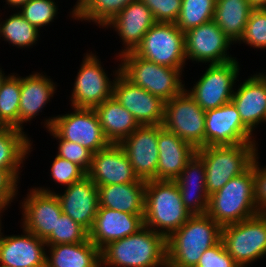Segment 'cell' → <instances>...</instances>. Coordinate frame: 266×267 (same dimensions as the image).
Returning <instances> with one entry per match:
<instances>
[{"label": "cell", "instance_id": "6da1fadb", "mask_svg": "<svg viewBox=\"0 0 266 267\" xmlns=\"http://www.w3.org/2000/svg\"><path fill=\"white\" fill-rule=\"evenodd\" d=\"M100 257L105 267H167V238L144 226L108 243L100 250Z\"/></svg>", "mask_w": 266, "mask_h": 267}, {"label": "cell", "instance_id": "7a4b0ae2", "mask_svg": "<svg viewBox=\"0 0 266 267\" xmlns=\"http://www.w3.org/2000/svg\"><path fill=\"white\" fill-rule=\"evenodd\" d=\"M221 228L207 213L191 215L167 238V267H196L203 252L221 240Z\"/></svg>", "mask_w": 266, "mask_h": 267}, {"label": "cell", "instance_id": "3957f363", "mask_svg": "<svg viewBox=\"0 0 266 267\" xmlns=\"http://www.w3.org/2000/svg\"><path fill=\"white\" fill-rule=\"evenodd\" d=\"M191 215L184 207L179 188L175 181H146L145 211L143 217L145 227L168 238Z\"/></svg>", "mask_w": 266, "mask_h": 267}, {"label": "cell", "instance_id": "277c9868", "mask_svg": "<svg viewBox=\"0 0 266 267\" xmlns=\"http://www.w3.org/2000/svg\"><path fill=\"white\" fill-rule=\"evenodd\" d=\"M253 162L242 174L231 178L209 196L207 214L221 227L257 215L254 200Z\"/></svg>", "mask_w": 266, "mask_h": 267}, {"label": "cell", "instance_id": "5b68a950", "mask_svg": "<svg viewBox=\"0 0 266 267\" xmlns=\"http://www.w3.org/2000/svg\"><path fill=\"white\" fill-rule=\"evenodd\" d=\"M120 73L132 84L137 85L163 101H170L185 90L181 76L183 69L162 66L143 59L133 51L120 55Z\"/></svg>", "mask_w": 266, "mask_h": 267}, {"label": "cell", "instance_id": "8992f818", "mask_svg": "<svg viewBox=\"0 0 266 267\" xmlns=\"http://www.w3.org/2000/svg\"><path fill=\"white\" fill-rule=\"evenodd\" d=\"M257 144L204 146L196 153L202 158L206 169V191L212 195L231 178L245 172L258 154Z\"/></svg>", "mask_w": 266, "mask_h": 267}, {"label": "cell", "instance_id": "52a82bcc", "mask_svg": "<svg viewBox=\"0 0 266 267\" xmlns=\"http://www.w3.org/2000/svg\"><path fill=\"white\" fill-rule=\"evenodd\" d=\"M221 240L240 267L266 255V213L221 228Z\"/></svg>", "mask_w": 266, "mask_h": 267}, {"label": "cell", "instance_id": "ba28073f", "mask_svg": "<svg viewBox=\"0 0 266 267\" xmlns=\"http://www.w3.org/2000/svg\"><path fill=\"white\" fill-rule=\"evenodd\" d=\"M185 33L175 23L156 22L133 51L136 55L156 64L183 69Z\"/></svg>", "mask_w": 266, "mask_h": 267}, {"label": "cell", "instance_id": "9c48e42d", "mask_svg": "<svg viewBox=\"0 0 266 267\" xmlns=\"http://www.w3.org/2000/svg\"><path fill=\"white\" fill-rule=\"evenodd\" d=\"M162 126L196 150L205 146V111L186 90L165 102Z\"/></svg>", "mask_w": 266, "mask_h": 267}, {"label": "cell", "instance_id": "30bf717a", "mask_svg": "<svg viewBox=\"0 0 266 267\" xmlns=\"http://www.w3.org/2000/svg\"><path fill=\"white\" fill-rule=\"evenodd\" d=\"M72 113L47 119L45 127L52 129L61 139L78 143L93 153L110 145L94 109L73 108Z\"/></svg>", "mask_w": 266, "mask_h": 267}, {"label": "cell", "instance_id": "8fae6325", "mask_svg": "<svg viewBox=\"0 0 266 267\" xmlns=\"http://www.w3.org/2000/svg\"><path fill=\"white\" fill-rule=\"evenodd\" d=\"M238 63L236 59H233L225 63L209 64L193 88L185 90L204 111L231 102L234 83L239 75Z\"/></svg>", "mask_w": 266, "mask_h": 267}, {"label": "cell", "instance_id": "7c38bea8", "mask_svg": "<svg viewBox=\"0 0 266 267\" xmlns=\"http://www.w3.org/2000/svg\"><path fill=\"white\" fill-rule=\"evenodd\" d=\"M97 57L91 52L83 58L73 86V108L94 109L112 96L114 80H109Z\"/></svg>", "mask_w": 266, "mask_h": 267}, {"label": "cell", "instance_id": "4fadbf2b", "mask_svg": "<svg viewBox=\"0 0 266 267\" xmlns=\"http://www.w3.org/2000/svg\"><path fill=\"white\" fill-rule=\"evenodd\" d=\"M115 70L112 96L126 108L140 125H162L165 101L132 84Z\"/></svg>", "mask_w": 266, "mask_h": 267}, {"label": "cell", "instance_id": "5bb4252c", "mask_svg": "<svg viewBox=\"0 0 266 267\" xmlns=\"http://www.w3.org/2000/svg\"><path fill=\"white\" fill-rule=\"evenodd\" d=\"M233 102L205 111V146L256 144Z\"/></svg>", "mask_w": 266, "mask_h": 267}, {"label": "cell", "instance_id": "9a60e30c", "mask_svg": "<svg viewBox=\"0 0 266 267\" xmlns=\"http://www.w3.org/2000/svg\"><path fill=\"white\" fill-rule=\"evenodd\" d=\"M184 42L186 60L220 64L236 59L227 53L233 42L214 20L185 32Z\"/></svg>", "mask_w": 266, "mask_h": 267}, {"label": "cell", "instance_id": "2e32d148", "mask_svg": "<svg viewBox=\"0 0 266 267\" xmlns=\"http://www.w3.org/2000/svg\"><path fill=\"white\" fill-rule=\"evenodd\" d=\"M22 202L23 229L45 240L55 229L57 218L63 213L56 192L38 187L29 190Z\"/></svg>", "mask_w": 266, "mask_h": 267}, {"label": "cell", "instance_id": "e0dca14e", "mask_svg": "<svg viewBox=\"0 0 266 267\" xmlns=\"http://www.w3.org/2000/svg\"><path fill=\"white\" fill-rule=\"evenodd\" d=\"M135 174L144 181L156 177L158 165V125H140L119 143Z\"/></svg>", "mask_w": 266, "mask_h": 267}, {"label": "cell", "instance_id": "ac0fdd59", "mask_svg": "<svg viewBox=\"0 0 266 267\" xmlns=\"http://www.w3.org/2000/svg\"><path fill=\"white\" fill-rule=\"evenodd\" d=\"M0 225V267H46V243L23 229V235L4 236Z\"/></svg>", "mask_w": 266, "mask_h": 267}, {"label": "cell", "instance_id": "d6986e66", "mask_svg": "<svg viewBox=\"0 0 266 267\" xmlns=\"http://www.w3.org/2000/svg\"><path fill=\"white\" fill-rule=\"evenodd\" d=\"M87 176L97 186L132 183L140 180L119 144H110L105 149L93 153Z\"/></svg>", "mask_w": 266, "mask_h": 267}, {"label": "cell", "instance_id": "ffe728a7", "mask_svg": "<svg viewBox=\"0 0 266 267\" xmlns=\"http://www.w3.org/2000/svg\"><path fill=\"white\" fill-rule=\"evenodd\" d=\"M62 212L83 226L92 229L99 208L97 185L86 175L81 180L67 186L64 194H56Z\"/></svg>", "mask_w": 266, "mask_h": 267}, {"label": "cell", "instance_id": "44dd1931", "mask_svg": "<svg viewBox=\"0 0 266 267\" xmlns=\"http://www.w3.org/2000/svg\"><path fill=\"white\" fill-rule=\"evenodd\" d=\"M144 215L99 207L89 240L101 250L108 243L137 233L144 227Z\"/></svg>", "mask_w": 266, "mask_h": 267}, {"label": "cell", "instance_id": "7402d4cb", "mask_svg": "<svg viewBox=\"0 0 266 267\" xmlns=\"http://www.w3.org/2000/svg\"><path fill=\"white\" fill-rule=\"evenodd\" d=\"M155 23L152 11L140 0H136L126 5L104 27L115 28L121 37L125 49L120 51V56L134 51Z\"/></svg>", "mask_w": 266, "mask_h": 267}, {"label": "cell", "instance_id": "603a6c76", "mask_svg": "<svg viewBox=\"0 0 266 267\" xmlns=\"http://www.w3.org/2000/svg\"><path fill=\"white\" fill-rule=\"evenodd\" d=\"M237 89L231 101L243 124L253 133L259 123L266 122V74L250 76Z\"/></svg>", "mask_w": 266, "mask_h": 267}, {"label": "cell", "instance_id": "cb8c5ba5", "mask_svg": "<svg viewBox=\"0 0 266 267\" xmlns=\"http://www.w3.org/2000/svg\"><path fill=\"white\" fill-rule=\"evenodd\" d=\"M195 153L191 144L158 125L159 160L153 180L174 181Z\"/></svg>", "mask_w": 266, "mask_h": 267}, {"label": "cell", "instance_id": "d4e9b609", "mask_svg": "<svg viewBox=\"0 0 266 267\" xmlns=\"http://www.w3.org/2000/svg\"><path fill=\"white\" fill-rule=\"evenodd\" d=\"M179 188L184 207L192 214H206L209 195L206 191V169L202 158L195 153L174 180Z\"/></svg>", "mask_w": 266, "mask_h": 267}, {"label": "cell", "instance_id": "484cf974", "mask_svg": "<svg viewBox=\"0 0 266 267\" xmlns=\"http://www.w3.org/2000/svg\"><path fill=\"white\" fill-rule=\"evenodd\" d=\"M146 181L110 184L98 187L99 207L125 213L144 215Z\"/></svg>", "mask_w": 266, "mask_h": 267}, {"label": "cell", "instance_id": "4316f807", "mask_svg": "<svg viewBox=\"0 0 266 267\" xmlns=\"http://www.w3.org/2000/svg\"><path fill=\"white\" fill-rule=\"evenodd\" d=\"M55 83L40 73L21 77V99L19 102V129L24 122L36 117L40 110L50 101L55 92Z\"/></svg>", "mask_w": 266, "mask_h": 267}, {"label": "cell", "instance_id": "83f0119b", "mask_svg": "<svg viewBox=\"0 0 266 267\" xmlns=\"http://www.w3.org/2000/svg\"><path fill=\"white\" fill-rule=\"evenodd\" d=\"M106 139L119 144L132 134L140 124L113 96L94 108Z\"/></svg>", "mask_w": 266, "mask_h": 267}, {"label": "cell", "instance_id": "f1b7e54d", "mask_svg": "<svg viewBox=\"0 0 266 267\" xmlns=\"http://www.w3.org/2000/svg\"><path fill=\"white\" fill-rule=\"evenodd\" d=\"M46 267H102L100 250L89 240L80 243L47 245Z\"/></svg>", "mask_w": 266, "mask_h": 267}, {"label": "cell", "instance_id": "f546056e", "mask_svg": "<svg viewBox=\"0 0 266 267\" xmlns=\"http://www.w3.org/2000/svg\"><path fill=\"white\" fill-rule=\"evenodd\" d=\"M253 9L247 0H216L213 20L233 44L238 43Z\"/></svg>", "mask_w": 266, "mask_h": 267}, {"label": "cell", "instance_id": "4dcf8cb0", "mask_svg": "<svg viewBox=\"0 0 266 267\" xmlns=\"http://www.w3.org/2000/svg\"><path fill=\"white\" fill-rule=\"evenodd\" d=\"M31 143V140L23 130L13 127H1L0 169L20 170L23 160L31 152Z\"/></svg>", "mask_w": 266, "mask_h": 267}, {"label": "cell", "instance_id": "1f68e13d", "mask_svg": "<svg viewBox=\"0 0 266 267\" xmlns=\"http://www.w3.org/2000/svg\"><path fill=\"white\" fill-rule=\"evenodd\" d=\"M21 99V77L7 76L0 87V125L19 129V102Z\"/></svg>", "mask_w": 266, "mask_h": 267}, {"label": "cell", "instance_id": "d6a6232c", "mask_svg": "<svg viewBox=\"0 0 266 267\" xmlns=\"http://www.w3.org/2000/svg\"><path fill=\"white\" fill-rule=\"evenodd\" d=\"M39 33V30L18 12V9L16 13L0 23V35L18 48L34 45L40 37Z\"/></svg>", "mask_w": 266, "mask_h": 267}, {"label": "cell", "instance_id": "836d02e7", "mask_svg": "<svg viewBox=\"0 0 266 267\" xmlns=\"http://www.w3.org/2000/svg\"><path fill=\"white\" fill-rule=\"evenodd\" d=\"M216 0H182L175 24L182 32L213 20Z\"/></svg>", "mask_w": 266, "mask_h": 267}, {"label": "cell", "instance_id": "e575fe53", "mask_svg": "<svg viewBox=\"0 0 266 267\" xmlns=\"http://www.w3.org/2000/svg\"><path fill=\"white\" fill-rule=\"evenodd\" d=\"M136 0H91L88 5L75 16V20H87L104 27L126 5Z\"/></svg>", "mask_w": 266, "mask_h": 267}, {"label": "cell", "instance_id": "d590c367", "mask_svg": "<svg viewBox=\"0 0 266 267\" xmlns=\"http://www.w3.org/2000/svg\"><path fill=\"white\" fill-rule=\"evenodd\" d=\"M88 238L89 232L83 226L62 213L57 218L55 229L44 241L46 245L73 244L84 242Z\"/></svg>", "mask_w": 266, "mask_h": 267}, {"label": "cell", "instance_id": "8d00e7d4", "mask_svg": "<svg viewBox=\"0 0 266 267\" xmlns=\"http://www.w3.org/2000/svg\"><path fill=\"white\" fill-rule=\"evenodd\" d=\"M58 7L54 0H29L21 6L19 13L34 27L40 30L53 22L58 12Z\"/></svg>", "mask_w": 266, "mask_h": 267}, {"label": "cell", "instance_id": "74e56055", "mask_svg": "<svg viewBox=\"0 0 266 267\" xmlns=\"http://www.w3.org/2000/svg\"><path fill=\"white\" fill-rule=\"evenodd\" d=\"M239 42H244L254 48H266V8L251 11Z\"/></svg>", "mask_w": 266, "mask_h": 267}, {"label": "cell", "instance_id": "f35d334b", "mask_svg": "<svg viewBox=\"0 0 266 267\" xmlns=\"http://www.w3.org/2000/svg\"><path fill=\"white\" fill-rule=\"evenodd\" d=\"M48 131L51 136H54L53 138L59 140L57 156L77 164L87 173L91 166L93 152L78 143L61 139L51 128Z\"/></svg>", "mask_w": 266, "mask_h": 267}, {"label": "cell", "instance_id": "ab89813d", "mask_svg": "<svg viewBox=\"0 0 266 267\" xmlns=\"http://www.w3.org/2000/svg\"><path fill=\"white\" fill-rule=\"evenodd\" d=\"M86 175L87 173L80 166L60 156L56 155L52 162L51 176L53 180L66 187L81 180Z\"/></svg>", "mask_w": 266, "mask_h": 267}, {"label": "cell", "instance_id": "60d3db41", "mask_svg": "<svg viewBox=\"0 0 266 267\" xmlns=\"http://www.w3.org/2000/svg\"><path fill=\"white\" fill-rule=\"evenodd\" d=\"M151 11L156 22L175 23L181 11L182 0H140Z\"/></svg>", "mask_w": 266, "mask_h": 267}, {"label": "cell", "instance_id": "b9f144b4", "mask_svg": "<svg viewBox=\"0 0 266 267\" xmlns=\"http://www.w3.org/2000/svg\"><path fill=\"white\" fill-rule=\"evenodd\" d=\"M196 267H240L228 254L224 243L220 240L213 247L205 250Z\"/></svg>", "mask_w": 266, "mask_h": 267}, {"label": "cell", "instance_id": "7bdbcfd3", "mask_svg": "<svg viewBox=\"0 0 266 267\" xmlns=\"http://www.w3.org/2000/svg\"><path fill=\"white\" fill-rule=\"evenodd\" d=\"M19 170L0 169V209L4 211L18 192Z\"/></svg>", "mask_w": 266, "mask_h": 267}, {"label": "cell", "instance_id": "ee69618b", "mask_svg": "<svg viewBox=\"0 0 266 267\" xmlns=\"http://www.w3.org/2000/svg\"><path fill=\"white\" fill-rule=\"evenodd\" d=\"M258 154L253 159L254 200L259 213H266V166L259 165Z\"/></svg>", "mask_w": 266, "mask_h": 267}, {"label": "cell", "instance_id": "f6af8a7d", "mask_svg": "<svg viewBox=\"0 0 266 267\" xmlns=\"http://www.w3.org/2000/svg\"><path fill=\"white\" fill-rule=\"evenodd\" d=\"M90 1L91 0H77V4L73 7V10L71 11L72 17H74L75 19V16L78 15L88 5Z\"/></svg>", "mask_w": 266, "mask_h": 267}, {"label": "cell", "instance_id": "bcb514c9", "mask_svg": "<svg viewBox=\"0 0 266 267\" xmlns=\"http://www.w3.org/2000/svg\"><path fill=\"white\" fill-rule=\"evenodd\" d=\"M254 9L266 8V0H247Z\"/></svg>", "mask_w": 266, "mask_h": 267}, {"label": "cell", "instance_id": "7dc6e473", "mask_svg": "<svg viewBox=\"0 0 266 267\" xmlns=\"http://www.w3.org/2000/svg\"><path fill=\"white\" fill-rule=\"evenodd\" d=\"M29 0H6L7 4L10 7L20 8L21 6L25 5Z\"/></svg>", "mask_w": 266, "mask_h": 267}, {"label": "cell", "instance_id": "c3c4849f", "mask_svg": "<svg viewBox=\"0 0 266 267\" xmlns=\"http://www.w3.org/2000/svg\"><path fill=\"white\" fill-rule=\"evenodd\" d=\"M7 78V76H5V74H3L2 69L0 68V87L3 83V81Z\"/></svg>", "mask_w": 266, "mask_h": 267}]
</instances>
